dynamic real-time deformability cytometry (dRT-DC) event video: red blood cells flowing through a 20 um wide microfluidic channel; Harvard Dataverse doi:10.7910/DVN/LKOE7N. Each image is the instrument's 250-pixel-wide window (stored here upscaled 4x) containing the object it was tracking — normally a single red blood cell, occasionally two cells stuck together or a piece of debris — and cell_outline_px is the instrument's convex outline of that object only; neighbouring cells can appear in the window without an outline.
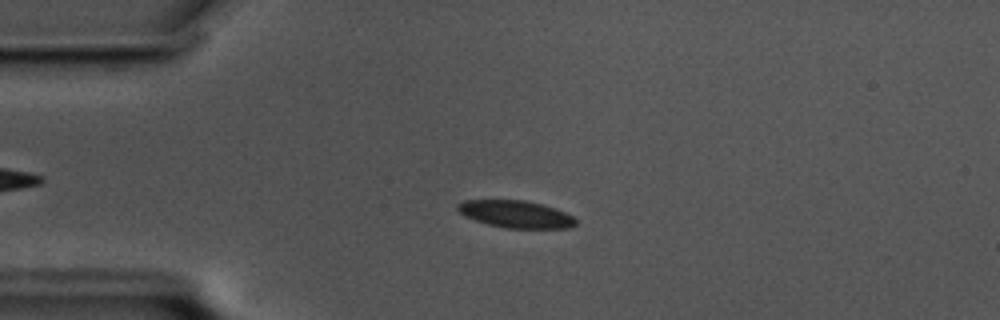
{"species": "common noctule bat (a hibernating species)", "species_latin": "Nyctalus noctula", "temperature_condition": "cold", "stored_images_in_passage": 54, "camera_frame_rate_fps": 3000, "um_per_image_px": 0.085, "animal": {"sex": "male", "body_mass_g": 17.5, "forearm_length_mm": 52.3}, "frame": {"image": 1, "passage_image": 10, "time_ms": 3.0, "image_size_px": [1000, 320], "cell_outline_px": [[576, 224], [568, 228], [508, 228], [488, 224], [476, 220], [460, 212], [456, 208], [456, 204], [464, 200], [524, 200], [556, 208], [572, 216], [576, 220]], "centroid_in_image_um": [43.85, 18.2], "position_along_channel_um": 41.2, "area_um2": 18.5}}
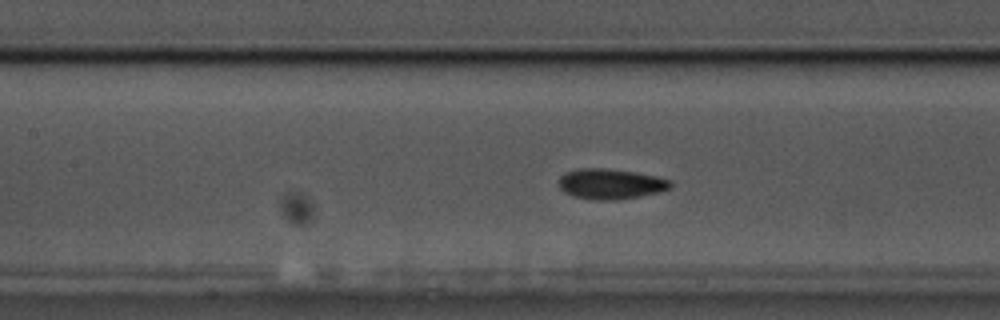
{"frame": {"image": 2, "passage_image": 22, "time_ms": 7.0, "image_size_px": [1000, 320], "cell_outline_px": [[672, 184], [668, 188], [656, 192], [616, 200], [596, 200], [572, 196], [564, 192], [556, 184], [556, 180], [564, 172], [580, 168], [604, 168], [636, 172], [656, 176], [672, 180]], "centroid_in_image_um": [51.81, 15.62], "position_along_channel_um": 155.6, "area_um2": 19.83}}
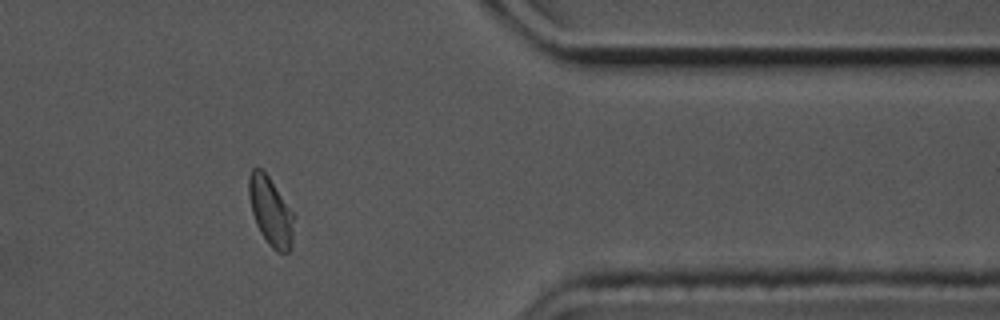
{"frame": {"image": 3, "passage_image": 44, "time_ms": 14.333, "image_size_px": [1000, 320], "cell_outline_px": [[296, 216], [292, 248], [288, 252], [276, 252], [268, 244], [260, 232], [256, 224], [252, 212], [248, 196], [248, 176], [252, 168], [256, 164], [268, 176]], "centroid_in_image_um": [23.02, 17.98], "position_along_channel_um": 388.4, "area_um2": 18.5}, "authors_computed_cell_mechanics": {"area_um2": 18.7561, "velocity_mm_per_s": 3.4499, "shape_relaxation_time_tau1_ms": 2.7135, "shape_relaxation_time_tau2_ms": 1.795, "deformation_change_tau1": 0.1002, "deformation_change_tau2": 0.0681}}